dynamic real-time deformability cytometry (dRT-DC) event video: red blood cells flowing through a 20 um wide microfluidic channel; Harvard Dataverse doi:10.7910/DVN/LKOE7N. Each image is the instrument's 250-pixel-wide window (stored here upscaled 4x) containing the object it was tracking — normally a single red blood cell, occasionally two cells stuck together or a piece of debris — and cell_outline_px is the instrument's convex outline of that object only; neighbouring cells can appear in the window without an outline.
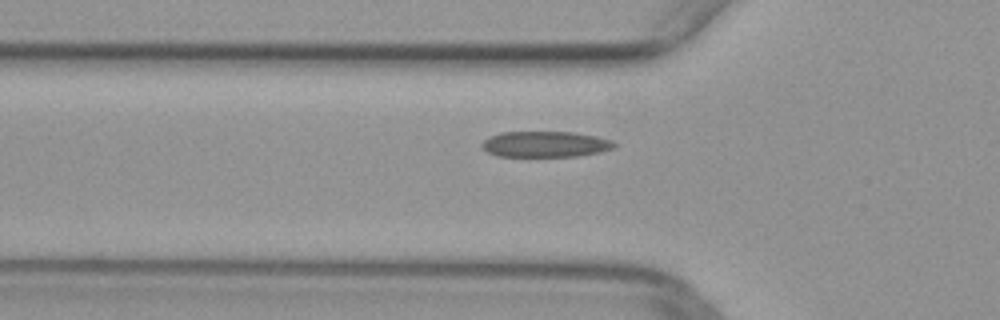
{"species": "common noctule bat (a hibernating species)", "species_latin": "Nyctalus noctula", "temperature_condition": "warm", "stored_images_in_passage": 31, "camera_frame_rate_fps": 3000, "um_per_image_px": 0.085, "animal": {"sex": "female", "body_mass_g": 29.2, "forearm_length_mm": 56.3}, "frame": {"image": 1, "passage_image": 3, "time_ms": 0.667, "image_size_px": [1000, 320], "cell_outline_px": [[616, 148], [600, 152], [576, 156], [496, 156], [488, 152], [480, 144], [488, 136], [500, 132], [572, 132], [596, 136], [612, 140], [616, 144]], "centroid_in_image_um": [46.35, 12.25], "position_along_channel_um": 79.4, "area_um2": 20.0}}
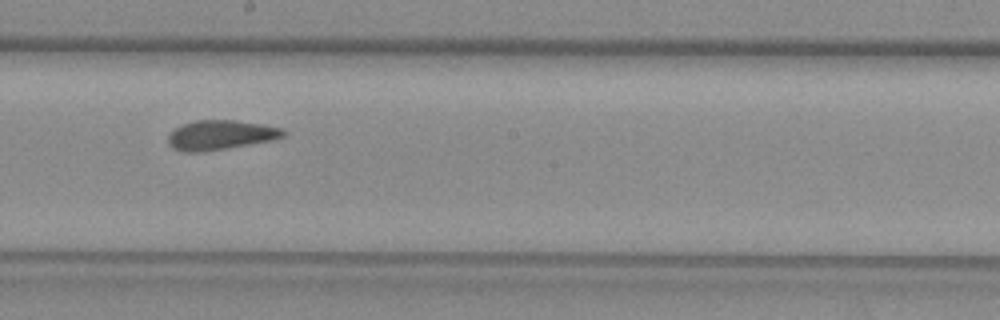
{"frame": {"image": 2, "passage_image": 14, "time_ms": 4.333, "image_size_px": [1000, 320], "cell_outline_px": [[288, 132], [284, 136], [276, 140], [200, 152], [184, 152], [172, 148], [168, 144], [168, 136], [176, 128], [184, 124], [196, 120], [236, 120], [260, 124], [280, 128]], "centroid_in_image_um": [18.76, 11.48], "position_along_channel_um": 229.4, "area_um2": 19.77}}
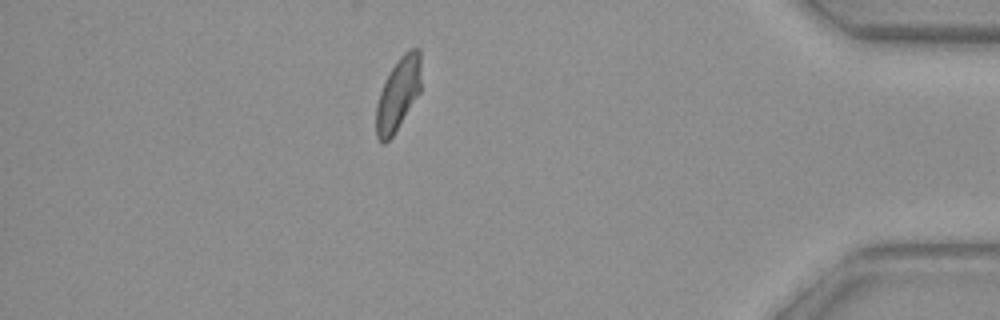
{"frame": {"image": 3, "passage_image": 30, "time_ms": 9.667, "image_size_px": [1000, 320], "cell_outline_px": [[420, 92], [392, 136], [384, 144], [376, 136], [376, 104], [380, 92], [388, 72], [396, 60], [408, 48], [420, 48]], "centroid_in_image_um": [33.83, 7.94], "position_along_channel_um": 401.4, "area_um2": 19.02}}